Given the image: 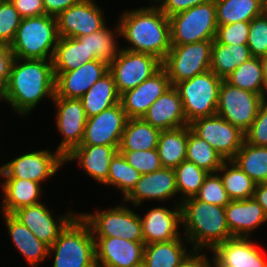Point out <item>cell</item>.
I'll return each instance as SVG.
<instances>
[{
    "mask_svg": "<svg viewBox=\"0 0 267 267\" xmlns=\"http://www.w3.org/2000/svg\"><path fill=\"white\" fill-rule=\"evenodd\" d=\"M2 185V213L13 214L19 208L40 203L41 184L32 180L5 178Z\"/></svg>",
    "mask_w": 267,
    "mask_h": 267,
    "instance_id": "obj_28",
    "label": "cell"
},
{
    "mask_svg": "<svg viewBox=\"0 0 267 267\" xmlns=\"http://www.w3.org/2000/svg\"><path fill=\"white\" fill-rule=\"evenodd\" d=\"M232 161L257 184L267 182V146H255L244 140Z\"/></svg>",
    "mask_w": 267,
    "mask_h": 267,
    "instance_id": "obj_38",
    "label": "cell"
},
{
    "mask_svg": "<svg viewBox=\"0 0 267 267\" xmlns=\"http://www.w3.org/2000/svg\"><path fill=\"white\" fill-rule=\"evenodd\" d=\"M129 165L136 169L141 175L152 173L162 168L157 148L139 151H118Z\"/></svg>",
    "mask_w": 267,
    "mask_h": 267,
    "instance_id": "obj_45",
    "label": "cell"
},
{
    "mask_svg": "<svg viewBox=\"0 0 267 267\" xmlns=\"http://www.w3.org/2000/svg\"><path fill=\"white\" fill-rule=\"evenodd\" d=\"M230 85L264 97L266 81L259 57H252L225 79Z\"/></svg>",
    "mask_w": 267,
    "mask_h": 267,
    "instance_id": "obj_39",
    "label": "cell"
},
{
    "mask_svg": "<svg viewBox=\"0 0 267 267\" xmlns=\"http://www.w3.org/2000/svg\"><path fill=\"white\" fill-rule=\"evenodd\" d=\"M127 119L121 103L87 118L80 145L119 146Z\"/></svg>",
    "mask_w": 267,
    "mask_h": 267,
    "instance_id": "obj_17",
    "label": "cell"
},
{
    "mask_svg": "<svg viewBox=\"0 0 267 267\" xmlns=\"http://www.w3.org/2000/svg\"><path fill=\"white\" fill-rule=\"evenodd\" d=\"M21 20L10 0H0V44L11 45Z\"/></svg>",
    "mask_w": 267,
    "mask_h": 267,
    "instance_id": "obj_44",
    "label": "cell"
},
{
    "mask_svg": "<svg viewBox=\"0 0 267 267\" xmlns=\"http://www.w3.org/2000/svg\"><path fill=\"white\" fill-rule=\"evenodd\" d=\"M53 267H97L95 240L89 225L78 214L49 246Z\"/></svg>",
    "mask_w": 267,
    "mask_h": 267,
    "instance_id": "obj_5",
    "label": "cell"
},
{
    "mask_svg": "<svg viewBox=\"0 0 267 267\" xmlns=\"http://www.w3.org/2000/svg\"><path fill=\"white\" fill-rule=\"evenodd\" d=\"M161 130L142 118H129L122 133L118 151H146L157 148Z\"/></svg>",
    "mask_w": 267,
    "mask_h": 267,
    "instance_id": "obj_31",
    "label": "cell"
},
{
    "mask_svg": "<svg viewBox=\"0 0 267 267\" xmlns=\"http://www.w3.org/2000/svg\"><path fill=\"white\" fill-rule=\"evenodd\" d=\"M225 217L233 237L250 238L251 232L267 221L262 206L253 197L231 200L225 206Z\"/></svg>",
    "mask_w": 267,
    "mask_h": 267,
    "instance_id": "obj_23",
    "label": "cell"
},
{
    "mask_svg": "<svg viewBox=\"0 0 267 267\" xmlns=\"http://www.w3.org/2000/svg\"><path fill=\"white\" fill-rule=\"evenodd\" d=\"M108 71L109 64L107 62L93 60L71 71L54 72L55 95L80 99Z\"/></svg>",
    "mask_w": 267,
    "mask_h": 267,
    "instance_id": "obj_19",
    "label": "cell"
},
{
    "mask_svg": "<svg viewBox=\"0 0 267 267\" xmlns=\"http://www.w3.org/2000/svg\"><path fill=\"white\" fill-rule=\"evenodd\" d=\"M178 195L176 175L172 168H164L142 174L132 191L122 200L140 206L145 200L164 202Z\"/></svg>",
    "mask_w": 267,
    "mask_h": 267,
    "instance_id": "obj_21",
    "label": "cell"
},
{
    "mask_svg": "<svg viewBox=\"0 0 267 267\" xmlns=\"http://www.w3.org/2000/svg\"><path fill=\"white\" fill-rule=\"evenodd\" d=\"M93 60L97 59H89L85 44L77 38L59 37L52 57L53 72L71 71Z\"/></svg>",
    "mask_w": 267,
    "mask_h": 267,
    "instance_id": "obj_34",
    "label": "cell"
},
{
    "mask_svg": "<svg viewBox=\"0 0 267 267\" xmlns=\"http://www.w3.org/2000/svg\"><path fill=\"white\" fill-rule=\"evenodd\" d=\"M244 135L247 143L267 146V99L262 101L255 120Z\"/></svg>",
    "mask_w": 267,
    "mask_h": 267,
    "instance_id": "obj_48",
    "label": "cell"
},
{
    "mask_svg": "<svg viewBox=\"0 0 267 267\" xmlns=\"http://www.w3.org/2000/svg\"><path fill=\"white\" fill-rule=\"evenodd\" d=\"M188 240L184 237L168 242H154L144 245L142 267H178L193 250H187ZM188 251V252H187Z\"/></svg>",
    "mask_w": 267,
    "mask_h": 267,
    "instance_id": "obj_29",
    "label": "cell"
},
{
    "mask_svg": "<svg viewBox=\"0 0 267 267\" xmlns=\"http://www.w3.org/2000/svg\"><path fill=\"white\" fill-rule=\"evenodd\" d=\"M103 14L95 0H80L56 16L59 37L79 38L100 31L106 26Z\"/></svg>",
    "mask_w": 267,
    "mask_h": 267,
    "instance_id": "obj_14",
    "label": "cell"
},
{
    "mask_svg": "<svg viewBox=\"0 0 267 267\" xmlns=\"http://www.w3.org/2000/svg\"><path fill=\"white\" fill-rule=\"evenodd\" d=\"M118 148L119 146L79 145L64 157V163L77 160L86 174L103 184L108 178L110 161Z\"/></svg>",
    "mask_w": 267,
    "mask_h": 267,
    "instance_id": "obj_25",
    "label": "cell"
},
{
    "mask_svg": "<svg viewBox=\"0 0 267 267\" xmlns=\"http://www.w3.org/2000/svg\"><path fill=\"white\" fill-rule=\"evenodd\" d=\"M79 215L89 225L93 237H121L144 242L140 215L123 203L112 209H96L95 213Z\"/></svg>",
    "mask_w": 267,
    "mask_h": 267,
    "instance_id": "obj_8",
    "label": "cell"
},
{
    "mask_svg": "<svg viewBox=\"0 0 267 267\" xmlns=\"http://www.w3.org/2000/svg\"><path fill=\"white\" fill-rule=\"evenodd\" d=\"M199 253L200 251L193 250L191 254L178 265V267H212L208 256L204 253Z\"/></svg>",
    "mask_w": 267,
    "mask_h": 267,
    "instance_id": "obj_53",
    "label": "cell"
},
{
    "mask_svg": "<svg viewBox=\"0 0 267 267\" xmlns=\"http://www.w3.org/2000/svg\"><path fill=\"white\" fill-rule=\"evenodd\" d=\"M22 18L46 15L43 0H10Z\"/></svg>",
    "mask_w": 267,
    "mask_h": 267,
    "instance_id": "obj_50",
    "label": "cell"
},
{
    "mask_svg": "<svg viewBox=\"0 0 267 267\" xmlns=\"http://www.w3.org/2000/svg\"><path fill=\"white\" fill-rule=\"evenodd\" d=\"M150 1H152V2L155 1V2H153L155 4L150 5V7H158L159 5H161L163 3L164 0H150ZM156 2L160 3V4L156 5L157 4Z\"/></svg>",
    "mask_w": 267,
    "mask_h": 267,
    "instance_id": "obj_58",
    "label": "cell"
},
{
    "mask_svg": "<svg viewBox=\"0 0 267 267\" xmlns=\"http://www.w3.org/2000/svg\"><path fill=\"white\" fill-rule=\"evenodd\" d=\"M217 173L231 200H244L253 197L257 183L250 178L235 162L225 160Z\"/></svg>",
    "mask_w": 267,
    "mask_h": 267,
    "instance_id": "obj_35",
    "label": "cell"
},
{
    "mask_svg": "<svg viewBox=\"0 0 267 267\" xmlns=\"http://www.w3.org/2000/svg\"><path fill=\"white\" fill-rule=\"evenodd\" d=\"M64 164V157L55 150L24 153L2 165L1 178H19L42 184L53 177Z\"/></svg>",
    "mask_w": 267,
    "mask_h": 267,
    "instance_id": "obj_13",
    "label": "cell"
},
{
    "mask_svg": "<svg viewBox=\"0 0 267 267\" xmlns=\"http://www.w3.org/2000/svg\"><path fill=\"white\" fill-rule=\"evenodd\" d=\"M176 185L181 201L194 197L203 185L209 172L199 168L187 160L181 162L175 169Z\"/></svg>",
    "mask_w": 267,
    "mask_h": 267,
    "instance_id": "obj_42",
    "label": "cell"
},
{
    "mask_svg": "<svg viewBox=\"0 0 267 267\" xmlns=\"http://www.w3.org/2000/svg\"><path fill=\"white\" fill-rule=\"evenodd\" d=\"M97 267H142L144 242L118 237H93Z\"/></svg>",
    "mask_w": 267,
    "mask_h": 267,
    "instance_id": "obj_18",
    "label": "cell"
},
{
    "mask_svg": "<svg viewBox=\"0 0 267 267\" xmlns=\"http://www.w3.org/2000/svg\"><path fill=\"white\" fill-rule=\"evenodd\" d=\"M213 40L184 45H171L162 61L172 86L210 70Z\"/></svg>",
    "mask_w": 267,
    "mask_h": 267,
    "instance_id": "obj_9",
    "label": "cell"
},
{
    "mask_svg": "<svg viewBox=\"0 0 267 267\" xmlns=\"http://www.w3.org/2000/svg\"><path fill=\"white\" fill-rule=\"evenodd\" d=\"M79 1L80 0H43L45 14L56 17L62 11H65Z\"/></svg>",
    "mask_w": 267,
    "mask_h": 267,
    "instance_id": "obj_52",
    "label": "cell"
},
{
    "mask_svg": "<svg viewBox=\"0 0 267 267\" xmlns=\"http://www.w3.org/2000/svg\"><path fill=\"white\" fill-rule=\"evenodd\" d=\"M209 1L211 0H164L158 8L169 18L174 14L186 11L193 6Z\"/></svg>",
    "mask_w": 267,
    "mask_h": 267,
    "instance_id": "obj_51",
    "label": "cell"
},
{
    "mask_svg": "<svg viewBox=\"0 0 267 267\" xmlns=\"http://www.w3.org/2000/svg\"><path fill=\"white\" fill-rule=\"evenodd\" d=\"M12 215L48 246L54 243L60 233L77 216L76 213L68 211V214L55 220L49 208L42 202L19 208Z\"/></svg>",
    "mask_w": 267,
    "mask_h": 267,
    "instance_id": "obj_16",
    "label": "cell"
},
{
    "mask_svg": "<svg viewBox=\"0 0 267 267\" xmlns=\"http://www.w3.org/2000/svg\"><path fill=\"white\" fill-rule=\"evenodd\" d=\"M59 39L57 19L51 15L22 18L10 45L14 57L52 60Z\"/></svg>",
    "mask_w": 267,
    "mask_h": 267,
    "instance_id": "obj_4",
    "label": "cell"
},
{
    "mask_svg": "<svg viewBox=\"0 0 267 267\" xmlns=\"http://www.w3.org/2000/svg\"><path fill=\"white\" fill-rule=\"evenodd\" d=\"M187 142L188 125L170 130H161L157 151L162 167L175 169L181 162L185 161Z\"/></svg>",
    "mask_w": 267,
    "mask_h": 267,
    "instance_id": "obj_33",
    "label": "cell"
},
{
    "mask_svg": "<svg viewBox=\"0 0 267 267\" xmlns=\"http://www.w3.org/2000/svg\"><path fill=\"white\" fill-rule=\"evenodd\" d=\"M57 110L56 127L63 140L56 150L65 157L82 142L87 116L80 99L57 97L52 99Z\"/></svg>",
    "mask_w": 267,
    "mask_h": 267,
    "instance_id": "obj_15",
    "label": "cell"
},
{
    "mask_svg": "<svg viewBox=\"0 0 267 267\" xmlns=\"http://www.w3.org/2000/svg\"><path fill=\"white\" fill-rule=\"evenodd\" d=\"M261 63H262V69H263V74L264 78L266 81V89L264 93V99H267V55L260 57Z\"/></svg>",
    "mask_w": 267,
    "mask_h": 267,
    "instance_id": "obj_55",
    "label": "cell"
},
{
    "mask_svg": "<svg viewBox=\"0 0 267 267\" xmlns=\"http://www.w3.org/2000/svg\"><path fill=\"white\" fill-rule=\"evenodd\" d=\"M186 160L209 173H217L225 161L207 141L196 136L189 125Z\"/></svg>",
    "mask_w": 267,
    "mask_h": 267,
    "instance_id": "obj_40",
    "label": "cell"
},
{
    "mask_svg": "<svg viewBox=\"0 0 267 267\" xmlns=\"http://www.w3.org/2000/svg\"><path fill=\"white\" fill-rule=\"evenodd\" d=\"M250 22H235L228 25H218L215 40L221 44H247Z\"/></svg>",
    "mask_w": 267,
    "mask_h": 267,
    "instance_id": "obj_47",
    "label": "cell"
},
{
    "mask_svg": "<svg viewBox=\"0 0 267 267\" xmlns=\"http://www.w3.org/2000/svg\"><path fill=\"white\" fill-rule=\"evenodd\" d=\"M116 26L114 27L115 32L105 26L98 32L77 38L81 43L85 44L89 59L103 60L109 64L117 57L120 47L117 46L115 37L120 36L119 23Z\"/></svg>",
    "mask_w": 267,
    "mask_h": 267,
    "instance_id": "obj_37",
    "label": "cell"
},
{
    "mask_svg": "<svg viewBox=\"0 0 267 267\" xmlns=\"http://www.w3.org/2000/svg\"><path fill=\"white\" fill-rule=\"evenodd\" d=\"M197 200L225 207L230 201L218 173H209L203 185L194 196Z\"/></svg>",
    "mask_w": 267,
    "mask_h": 267,
    "instance_id": "obj_43",
    "label": "cell"
},
{
    "mask_svg": "<svg viewBox=\"0 0 267 267\" xmlns=\"http://www.w3.org/2000/svg\"><path fill=\"white\" fill-rule=\"evenodd\" d=\"M87 118L99 114L120 103L112 74L108 71L81 98Z\"/></svg>",
    "mask_w": 267,
    "mask_h": 267,
    "instance_id": "obj_32",
    "label": "cell"
},
{
    "mask_svg": "<svg viewBox=\"0 0 267 267\" xmlns=\"http://www.w3.org/2000/svg\"><path fill=\"white\" fill-rule=\"evenodd\" d=\"M264 100L262 95L234 87L223 80L219 88L217 115L245 133Z\"/></svg>",
    "mask_w": 267,
    "mask_h": 267,
    "instance_id": "obj_10",
    "label": "cell"
},
{
    "mask_svg": "<svg viewBox=\"0 0 267 267\" xmlns=\"http://www.w3.org/2000/svg\"><path fill=\"white\" fill-rule=\"evenodd\" d=\"M4 223L16 249L25 257L30 267H40L39 263L48 257L49 246L39 240L12 214L2 213Z\"/></svg>",
    "mask_w": 267,
    "mask_h": 267,
    "instance_id": "obj_27",
    "label": "cell"
},
{
    "mask_svg": "<svg viewBox=\"0 0 267 267\" xmlns=\"http://www.w3.org/2000/svg\"><path fill=\"white\" fill-rule=\"evenodd\" d=\"M253 198L262 206L267 215V182L256 185Z\"/></svg>",
    "mask_w": 267,
    "mask_h": 267,
    "instance_id": "obj_54",
    "label": "cell"
},
{
    "mask_svg": "<svg viewBox=\"0 0 267 267\" xmlns=\"http://www.w3.org/2000/svg\"><path fill=\"white\" fill-rule=\"evenodd\" d=\"M213 264V265H212ZM212 267H230L226 264H224L214 253L211 261Z\"/></svg>",
    "mask_w": 267,
    "mask_h": 267,
    "instance_id": "obj_56",
    "label": "cell"
},
{
    "mask_svg": "<svg viewBox=\"0 0 267 267\" xmlns=\"http://www.w3.org/2000/svg\"><path fill=\"white\" fill-rule=\"evenodd\" d=\"M191 131L207 141L224 160H232L245 140L244 133L219 115L201 117L189 123Z\"/></svg>",
    "mask_w": 267,
    "mask_h": 267,
    "instance_id": "obj_12",
    "label": "cell"
},
{
    "mask_svg": "<svg viewBox=\"0 0 267 267\" xmlns=\"http://www.w3.org/2000/svg\"><path fill=\"white\" fill-rule=\"evenodd\" d=\"M162 61L147 53H136L120 48L117 57L109 63L117 91L121 95L133 89L155 74Z\"/></svg>",
    "mask_w": 267,
    "mask_h": 267,
    "instance_id": "obj_11",
    "label": "cell"
},
{
    "mask_svg": "<svg viewBox=\"0 0 267 267\" xmlns=\"http://www.w3.org/2000/svg\"><path fill=\"white\" fill-rule=\"evenodd\" d=\"M14 55L10 46L0 44V95L2 96L9 80L11 65L14 60Z\"/></svg>",
    "mask_w": 267,
    "mask_h": 267,
    "instance_id": "obj_49",
    "label": "cell"
},
{
    "mask_svg": "<svg viewBox=\"0 0 267 267\" xmlns=\"http://www.w3.org/2000/svg\"><path fill=\"white\" fill-rule=\"evenodd\" d=\"M120 36L136 53H147L163 61L171 46L169 18L158 7L125 10L118 19Z\"/></svg>",
    "mask_w": 267,
    "mask_h": 267,
    "instance_id": "obj_2",
    "label": "cell"
},
{
    "mask_svg": "<svg viewBox=\"0 0 267 267\" xmlns=\"http://www.w3.org/2000/svg\"><path fill=\"white\" fill-rule=\"evenodd\" d=\"M252 58L247 44H221L213 40L210 70L220 79L225 80L244 62Z\"/></svg>",
    "mask_w": 267,
    "mask_h": 267,
    "instance_id": "obj_30",
    "label": "cell"
},
{
    "mask_svg": "<svg viewBox=\"0 0 267 267\" xmlns=\"http://www.w3.org/2000/svg\"><path fill=\"white\" fill-rule=\"evenodd\" d=\"M247 45L252 57L267 55V17L263 14L250 21Z\"/></svg>",
    "mask_w": 267,
    "mask_h": 267,
    "instance_id": "obj_46",
    "label": "cell"
},
{
    "mask_svg": "<svg viewBox=\"0 0 267 267\" xmlns=\"http://www.w3.org/2000/svg\"><path fill=\"white\" fill-rule=\"evenodd\" d=\"M172 87L167 72L161 67L137 87L120 95V103L127 118H142L155 100Z\"/></svg>",
    "mask_w": 267,
    "mask_h": 267,
    "instance_id": "obj_20",
    "label": "cell"
},
{
    "mask_svg": "<svg viewBox=\"0 0 267 267\" xmlns=\"http://www.w3.org/2000/svg\"><path fill=\"white\" fill-rule=\"evenodd\" d=\"M262 14L267 17V0H262Z\"/></svg>",
    "mask_w": 267,
    "mask_h": 267,
    "instance_id": "obj_57",
    "label": "cell"
},
{
    "mask_svg": "<svg viewBox=\"0 0 267 267\" xmlns=\"http://www.w3.org/2000/svg\"><path fill=\"white\" fill-rule=\"evenodd\" d=\"M171 45L214 40L217 31L215 1L193 6L169 17Z\"/></svg>",
    "mask_w": 267,
    "mask_h": 267,
    "instance_id": "obj_7",
    "label": "cell"
},
{
    "mask_svg": "<svg viewBox=\"0 0 267 267\" xmlns=\"http://www.w3.org/2000/svg\"><path fill=\"white\" fill-rule=\"evenodd\" d=\"M54 95L52 60L14 58L8 84L2 95V100L8 102L12 110L25 117L45 97L52 100Z\"/></svg>",
    "mask_w": 267,
    "mask_h": 267,
    "instance_id": "obj_1",
    "label": "cell"
},
{
    "mask_svg": "<svg viewBox=\"0 0 267 267\" xmlns=\"http://www.w3.org/2000/svg\"><path fill=\"white\" fill-rule=\"evenodd\" d=\"M251 238L234 237L218 244L213 252L230 267H267L265 255Z\"/></svg>",
    "mask_w": 267,
    "mask_h": 267,
    "instance_id": "obj_26",
    "label": "cell"
},
{
    "mask_svg": "<svg viewBox=\"0 0 267 267\" xmlns=\"http://www.w3.org/2000/svg\"><path fill=\"white\" fill-rule=\"evenodd\" d=\"M140 177L141 174L128 164L121 153L117 152L110 161L108 178L103 184L114 186L123 193V198H125Z\"/></svg>",
    "mask_w": 267,
    "mask_h": 267,
    "instance_id": "obj_41",
    "label": "cell"
},
{
    "mask_svg": "<svg viewBox=\"0 0 267 267\" xmlns=\"http://www.w3.org/2000/svg\"><path fill=\"white\" fill-rule=\"evenodd\" d=\"M142 119L160 130H170L189 125L179 92L174 86L155 100Z\"/></svg>",
    "mask_w": 267,
    "mask_h": 267,
    "instance_id": "obj_24",
    "label": "cell"
},
{
    "mask_svg": "<svg viewBox=\"0 0 267 267\" xmlns=\"http://www.w3.org/2000/svg\"><path fill=\"white\" fill-rule=\"evenodd\" d=\"M180 202V203H179ZM181 200L175 203L174 209L154 207L140 216L144 244L168 242L181 237L178 228L182 226ZM181 224V225H180Z\"/></svg>",
    "mask_w": 267,
    "mask_h": 267,
    "instance_id": "obj_22",
    "label": "cell"
},
{
    "mask_svg": "<svg viewBox=\"0 0 267 267\" xmlns=\"http://www.w3.org/2000/svg\"><path fill=\"white\" fill-rule=\"evenodd\" d=\"M218 25L250 22L262 14V0H214Z\"/></svg>",
    "mask_w": 267,
    "mask_h": 267,
    "instance_id": "obj_36",
    "label": "cell"
},
{
    "mask_svg": "<svg viewBox=\"0 0 267 267\" xmlns=\"http://www.w3.org/2000/svg\"><path fill=\"white\" fill-rule=\"evenodd\" d=\"M180 206L183 235L192 244V250L212 251L218 244L234 238L227 226L225 207L195 197L181 201Z\"/></svg>",
    "mask_w": 267,
    "mask_h": 267,
    "instance_id": "obj_3",
    "label": "cell"
},
{
    "mask_svg": "<svg viewBox=\"0 0 267 267\" xmlns=\"http://www.w3.org/2000/svg\"><path fill=\"white\" fill-rule=\"evenodd\" d=\"M223 80L211 70L174 85L182 100L187 123L217 114L219 88Z\"/></svg>",
    "mask_w": 267,
    "mask_h": 267,
    "instance_id": "obj_6",
    "label": "cell"
}]
</instances>
